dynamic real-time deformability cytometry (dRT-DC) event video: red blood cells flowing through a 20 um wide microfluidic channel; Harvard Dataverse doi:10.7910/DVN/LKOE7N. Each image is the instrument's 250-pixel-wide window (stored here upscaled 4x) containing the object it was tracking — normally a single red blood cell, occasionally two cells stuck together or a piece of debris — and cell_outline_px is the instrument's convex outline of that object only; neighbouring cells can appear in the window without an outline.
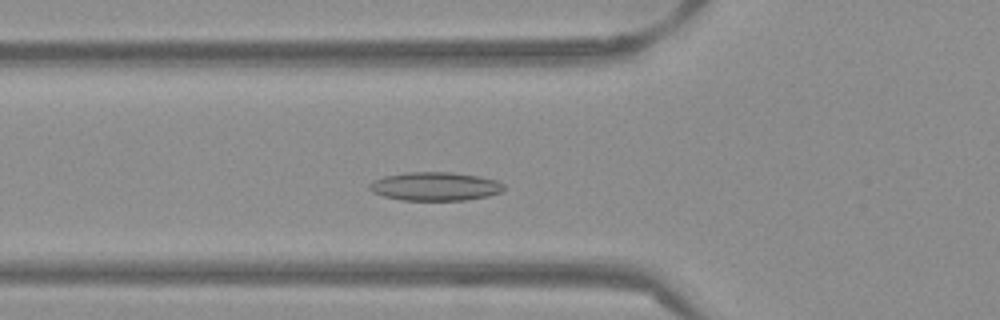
{"species": "Egyptian fruit bat (a non-hibernating species)", "species_latin": "Rousettus aegyptiacus", "temperature_condition": "warm", "stored_images_in_passage": 49, "camera_frame_rate_fps": 3000, "um_per_image_px": 0.085, "frame": {"image": 1, "passage_image": 15, "time_ms": 4.667, "image_size_px": [1000, 320], "cell_outline_px": [[504, 188], [500, 192], [488, 196], [464, 200], [400, 200], [384, 196], [372, 192], [368, 188], [368, 184], [372, 180], [384, 176], [408, 172], [452, 172], [480, 176], [496, 180], [504, 184]], "centroid_in_image_um": [36.96, 15.84], "position_along_channel_um": 88.8, "area_um2": 22.48}}
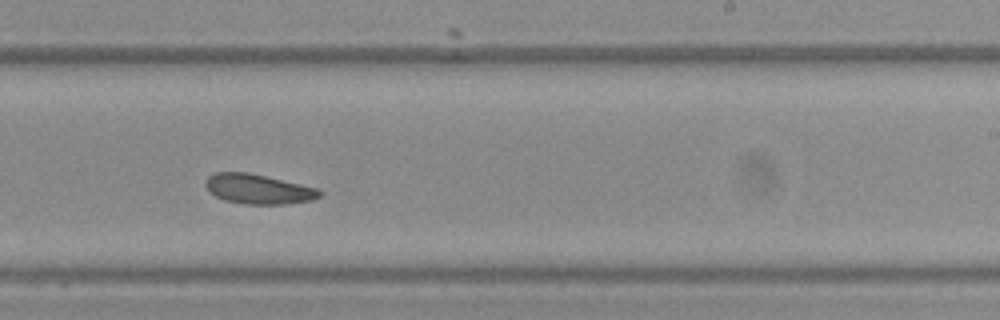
{"frame": {"image": 2, "passage_image": 29, "time_ms": 9.333, "image_size_px": [1000, 320], "cell_outline_px": [[324, 192], [320, 196], [312, 200], [284, 204], [244, 204], [224, 200], [208, 192], [204, 184], [204, 180], [208, 176], [216, 172], [248, 172], [320, 188]], "centroid_in_image_um": [21.95, 16.06], "position_along_channel_um": 267.0, "area_um2": 20.06}}
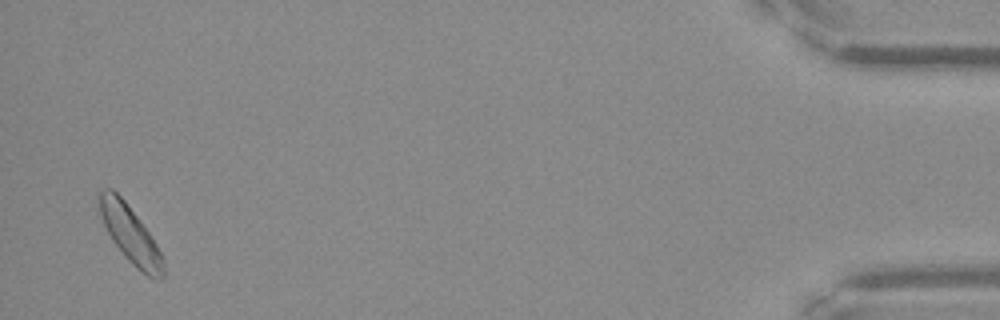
{"frame": {"image": 3, "passage_image": 48, "time_ms": 15.667, "image_size_px": [1000, 320], "cell_outline_px": [[164, 276], [160, 280], [152, 280], [136, 268], [124, 256], [112, 240], [100, 216], [96, 196], [96, 192], [104, 188], [112, 188], [124, 200], [148, 232], [156, 244], [164, 260]], "centroid_in_image_um": [11.04, 19.92], "position_along_channel_um": 424.2, "area_um2": 21.39}, "authors_computed_cell_mechanics": {"area_um2": 20.3456, "velocity_mm_per_s": 3.8113, "shape_relaxation_time_tau1_ms": null, "shape_relaxation_time_tau2_ms": 7.5664, "deformation_change_tau1": null, "deformation_change_tau2": 0.1386}}